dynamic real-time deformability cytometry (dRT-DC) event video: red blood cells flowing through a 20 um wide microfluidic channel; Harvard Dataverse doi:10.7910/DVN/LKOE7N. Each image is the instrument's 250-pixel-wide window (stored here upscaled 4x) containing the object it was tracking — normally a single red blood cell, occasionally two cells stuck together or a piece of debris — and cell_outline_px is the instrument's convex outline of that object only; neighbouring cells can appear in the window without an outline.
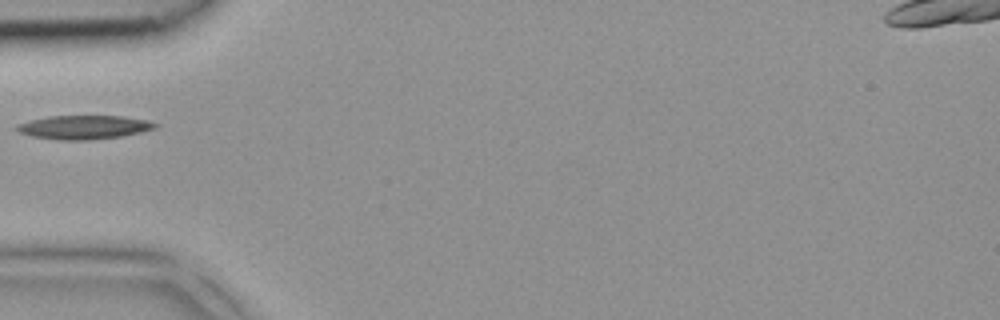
{"species": "common noctule bat (a hibernating species)", "species_latin": "Nyctalus noctula", "temperature_condition": "room temperature", "stored_images_in_passage": 1, "camera_frame_rate_fps": 3000, "um_per_image_px": 0.085, "animal": {"sex": "female", "body_mass_g": 18.4}, "frame": {"image": 1, "passage_image": 1, "time_ms": 0.0, "image_size_px": [1000, 320], "cell_outline_px": [[160, 124], [156, 128], [140, 132], [120, 136], [88, 140], [60, 140], [32, 136], [20, 132], [16, 128], [16, 124], [48, 116], [124, 116], [148, 120]], "centroid_in_image_um": [7.17, 10.81], "position_along_channel_um": 77.8, "area_um2": 19.07}}